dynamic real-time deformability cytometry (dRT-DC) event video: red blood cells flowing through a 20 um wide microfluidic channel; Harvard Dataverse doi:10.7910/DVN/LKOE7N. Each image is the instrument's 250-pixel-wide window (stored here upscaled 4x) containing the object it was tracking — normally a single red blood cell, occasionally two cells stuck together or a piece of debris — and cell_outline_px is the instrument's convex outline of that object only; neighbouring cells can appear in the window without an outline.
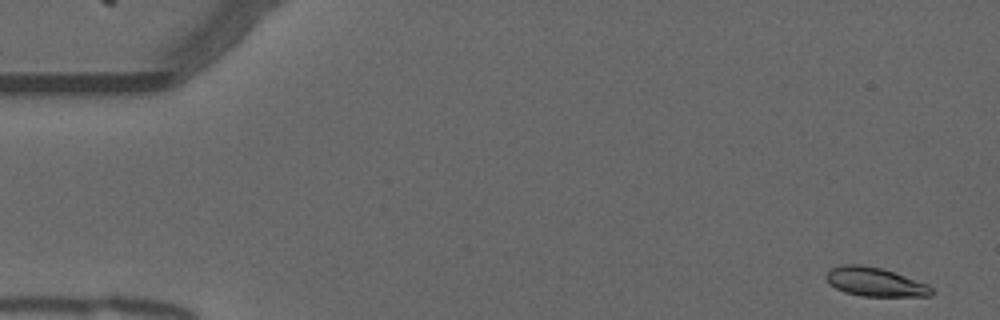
{"species": "common noctule bat (a hibernating species)", "species_latin": "Nyctalus noctula", "temperature_condition": "warm", "stored_images_in_passage": 12, "camera_frame_rate_fps": 3000, "um_per_image_px": 0.085, "animal": {"sex": "male", "forearm_length_mm": 52.5}, "frame": {"image": 1, "passage_image": 1, "time_ms": 0.0, "image_size_px": [1000, 320], "cell_outline_px": [[932, 296], [860, 296], [844, 292], [828, 284], [824, 276], [832, 268], [840, 264], [860, 264], [880, 268], [928, 284], [932, 288]], "centroid_in_image_um": [74.33, 23.97], "position_along_channel_um": 10.7, "area_um2": 17.69}}